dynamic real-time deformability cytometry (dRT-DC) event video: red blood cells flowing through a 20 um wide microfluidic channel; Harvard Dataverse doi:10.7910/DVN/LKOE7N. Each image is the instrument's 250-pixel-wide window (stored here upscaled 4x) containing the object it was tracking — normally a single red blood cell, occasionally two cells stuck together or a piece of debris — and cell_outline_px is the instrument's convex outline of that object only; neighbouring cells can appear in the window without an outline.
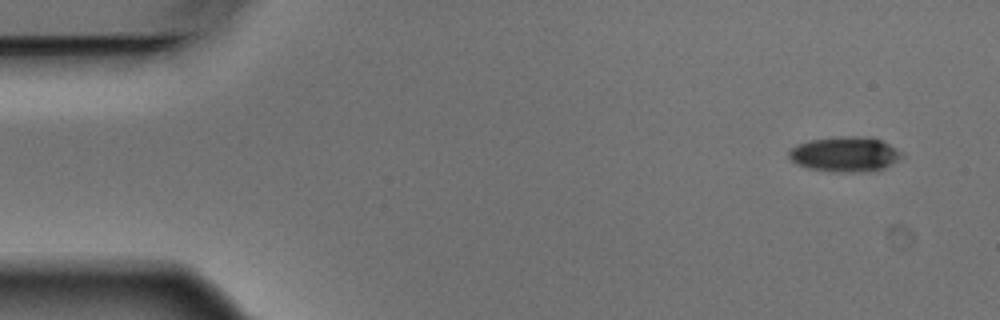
{"species": "Egyptian fruit bat (a non-hibernating species)", "species_latin": "Rousettus aegyptiacus", "temperature_condition": "warm", "stored_images_in_passage": 5, "camera_frame_rate_fps": 3000, "um_per_image_px": 0.085, "animal": {"sex": "male"}, "frame": {"image": 1, "passage_image": 1, "time_ms": 0.0, "image_size_px": [1000, 320], "cell_outline_px": [[904, 156], [884, 168], [856, 172], [836, 172], [808, 168], [796, 164], [788, 156], [788, 152], [796, 144], [808, 140], [840, 136], [864, 136], [880, 140], [888, 144], [900, 152]], "centroid_in_image_um": [71.77, 13.1], "position_along_channel_um": 13.2, "area_um2": 22.89}}
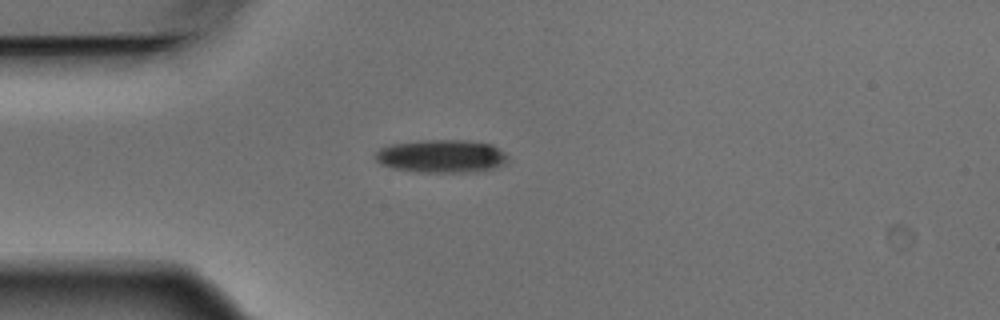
{"frame": {"image": 2, "passage_image": 4, "time_ms": 1.0, "image_size_px": [1000, 320], "cell_outline_px": [[508, 160], [504, 164], [492, 168], [468, 172], [416, 172], [392, 168], [380, 164], [376, 160], [376, 152], [380, 148], [388, 144], [424, 140], [468, 140], [492, 144], [504, 152], [508, 156]], "centroid_in_image_um": [37.51, 13.27], "position_along_channel_um": 47.5, "area_um2": 25.61}}